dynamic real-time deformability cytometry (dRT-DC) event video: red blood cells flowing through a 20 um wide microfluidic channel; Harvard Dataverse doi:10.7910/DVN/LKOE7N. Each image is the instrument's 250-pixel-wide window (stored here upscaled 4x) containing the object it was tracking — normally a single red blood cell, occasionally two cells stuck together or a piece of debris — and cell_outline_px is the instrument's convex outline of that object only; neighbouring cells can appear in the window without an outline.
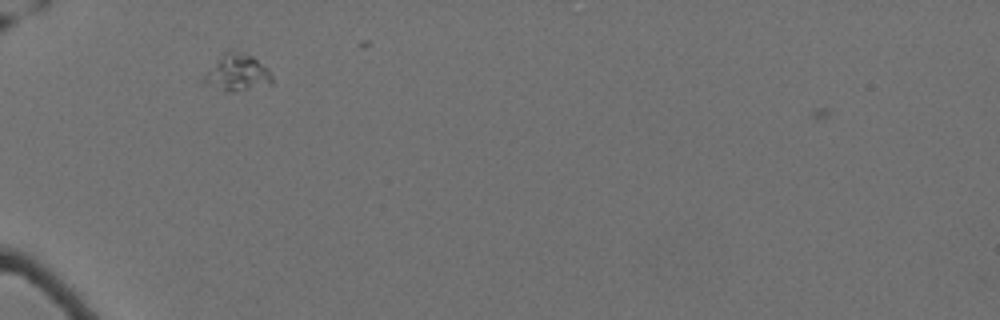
{"species": "Egyptian fruit bat (a non-hibernating species)", "species_latin": "Rousettus aegyptiacus", "temperature_condition": "cold", "stored_images_in_passage": 9, "camera_frame_rate_fps": 3000, "um_per_image_px": 0.085, "animal": {"sex": "female"}, "frame": {"image": 1, "passage_image": 5, "time_ms": 1.333, "image_size_px": [1000, 320], "cell_outline_px": [[272, 84], [232, 92], [228, 92], [200, 84], [204, 76], [224, 52], [240, 52], [252, 56], [268, 68], [272, 76]], "centroid_in_image_um": [20.15, 6.22], "position_along_channel_um": 64.8, "area_um2": 14.39}}